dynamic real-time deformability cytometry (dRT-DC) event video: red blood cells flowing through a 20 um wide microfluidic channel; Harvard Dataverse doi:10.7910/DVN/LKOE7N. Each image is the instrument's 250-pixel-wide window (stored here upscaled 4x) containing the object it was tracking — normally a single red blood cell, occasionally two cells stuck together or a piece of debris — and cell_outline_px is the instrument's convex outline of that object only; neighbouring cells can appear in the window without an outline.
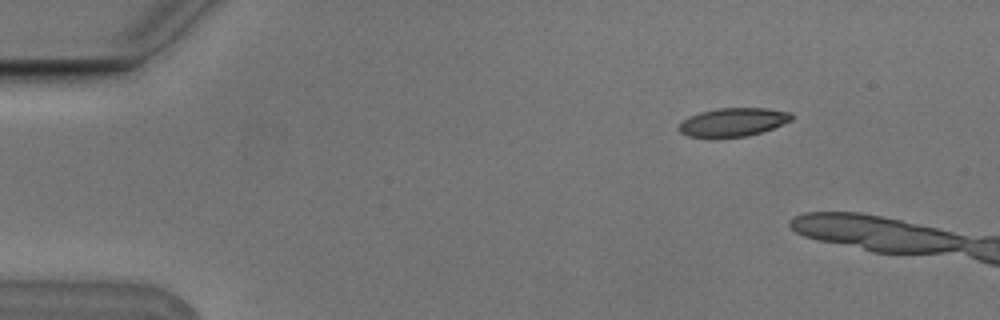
{"species": "Egyptian fruit bat (a non-hibernating species)", "species_latin": "Rousettus aegyptiacus", "temperature_condition": "cold", "stored_images_in_passage": 3, "camera_frame_rate_fps": 3000, "um_per_image_px": 0.085, "animal": {"sex": "male"}, "frame": {"image": 1, "passage_image": 1, "time_ms": 0.0, "image_size_px": [1000, 320], "cell_outline_px": [[792, 120], [772, 128], [748, 136], [688, 136], [680, 132], [676, 128], [688, 116], [700, 112], [716, 108], [768, 108], [792, 112]], "centroid_in_image_um": [62.32, 10.35], "position_along_channel_um": 22.7, "area_um2": 18.44}}